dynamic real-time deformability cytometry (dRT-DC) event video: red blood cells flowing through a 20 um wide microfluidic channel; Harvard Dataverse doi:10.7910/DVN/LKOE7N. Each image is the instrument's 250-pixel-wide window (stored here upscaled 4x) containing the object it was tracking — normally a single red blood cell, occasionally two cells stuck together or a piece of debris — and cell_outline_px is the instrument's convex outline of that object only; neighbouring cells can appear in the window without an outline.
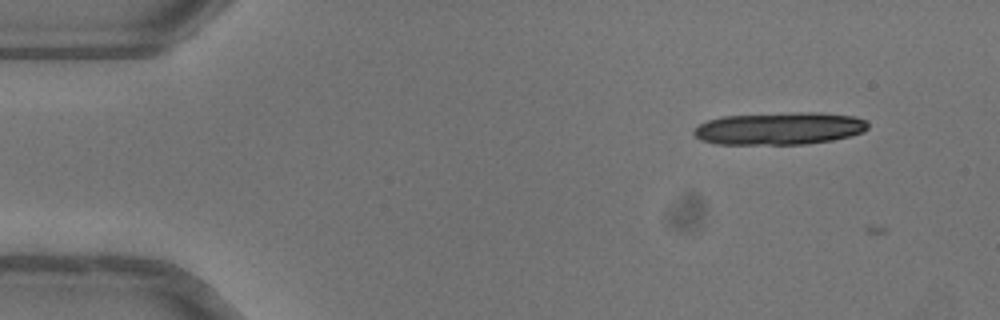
{"species": "common noctule bat (a hibernating species)", "species_latin": "Nyctalus noctula", "temperature_condition": "warm", "stored_images_in_passage": 7, "camera_frame_rate_fps": 3000, "um_per_image_px": 0.085, "animal": {"sex": "female"}, "frame": {"image": 1, "passage_image": 5, "time_ms": 1.333, "image_size_px": [1000, 320], "cell_outline_px": [[868, 128], [864, 132], [832, 140], [804, 144], [716, 144], [700, 140], [692, 132], [700, 124], [708, 120], [720, 116], [792, 112], [820, 112], [852, 116], [864, 120], [868, 124]], "centroid_in_image_um": [66.23, 10.91], "position_along_channel_um": 18.8, "area_um2": 33.0}}